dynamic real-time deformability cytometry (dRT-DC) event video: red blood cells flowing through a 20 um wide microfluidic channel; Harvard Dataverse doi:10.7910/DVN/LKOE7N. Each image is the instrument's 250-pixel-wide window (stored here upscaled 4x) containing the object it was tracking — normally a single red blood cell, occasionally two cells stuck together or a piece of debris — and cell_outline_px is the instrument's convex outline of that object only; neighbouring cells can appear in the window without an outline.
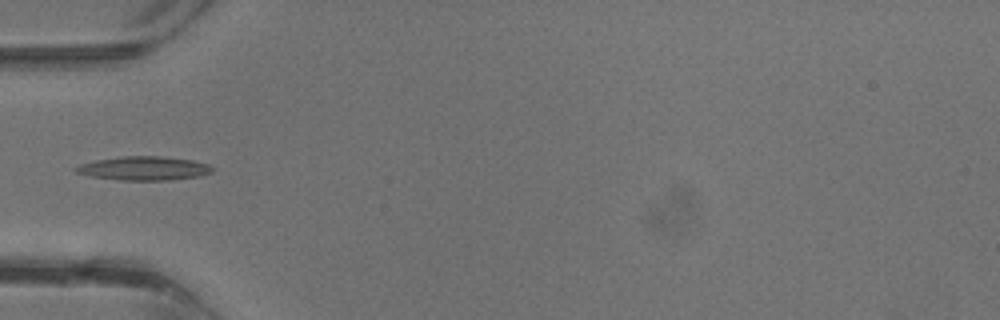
{"species": "common noctule bat (a hibernating species)", "species_latin": "Nyctalus noctula", "temperature_condition": "warm", "stored_images_in_passage": 28, "camera_frame_rate_fps": 3000, "um_per_image_px": 0.085, "animal": {"sex": "male", "body_mass_g": 13.3}, "frame": {"image": 1, "passage_image": 3, "time_ms": 0.667, "image_size_px": [1000, 320], "cell_outline_px": [[212, 172], [200, 176], [172, 180], [120, 180], [92, 176], [76, 172], [72, 168], [80, 164], [96, 160], [120, 156], [160, 156], [192, 160], [208, 164], [212, 168]], "centroid_in_image_um": [12.23, 14.3], "position_along_channel_um": 72.8, "area_um2": 18.9}}
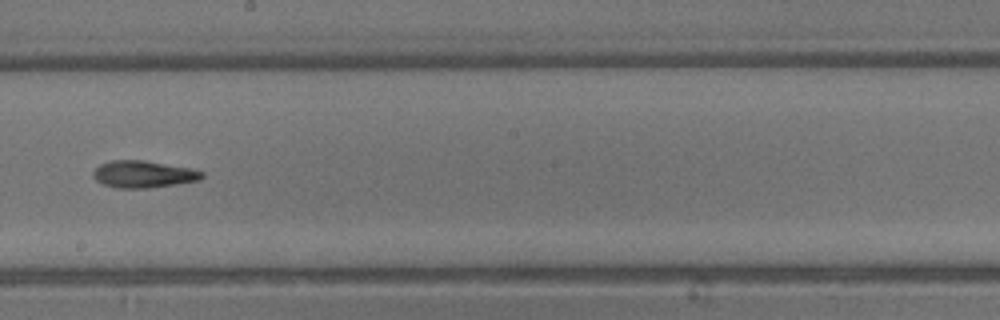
{"frame": {"image": 2, "passage_image": 12, "time_ms": 3.667, "image_size_px": [1000, 320], "cell_outline_px": [[204, 176], [200, 180], [176, 184], [148, 188], [116, 188], [100, 184], [92, 176], [92, 172], [100, 164], [112, 160], [144, 160], [188, 168], [204, 172]], "centroid_in_image_um": [12.14, 14.81], "position_along_channel_um": 236.1, "area_um2": 17.17}}
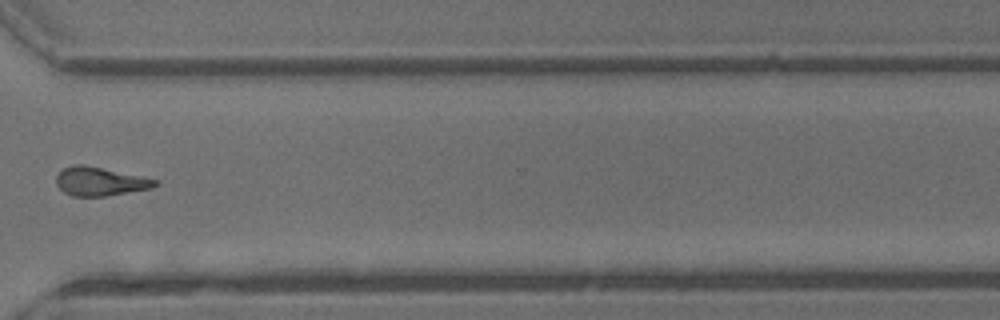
{"frame": {"image": 3, "passage_image": 19, "time_ms": 6.0, "image_size_px": [1000, 320], "cell_outline_px": [[160, 184], [152, 188], [104, 196], [72, 196], [64, 192], [56, 184], [56, 176], [64, 168], [72, 164], [84, 164], [140, 176], [156, 180]], "centroid_in_image_um": [8.47, 15.42], "position_along_channel_um": 362.1, "area_um2": 16.36}}